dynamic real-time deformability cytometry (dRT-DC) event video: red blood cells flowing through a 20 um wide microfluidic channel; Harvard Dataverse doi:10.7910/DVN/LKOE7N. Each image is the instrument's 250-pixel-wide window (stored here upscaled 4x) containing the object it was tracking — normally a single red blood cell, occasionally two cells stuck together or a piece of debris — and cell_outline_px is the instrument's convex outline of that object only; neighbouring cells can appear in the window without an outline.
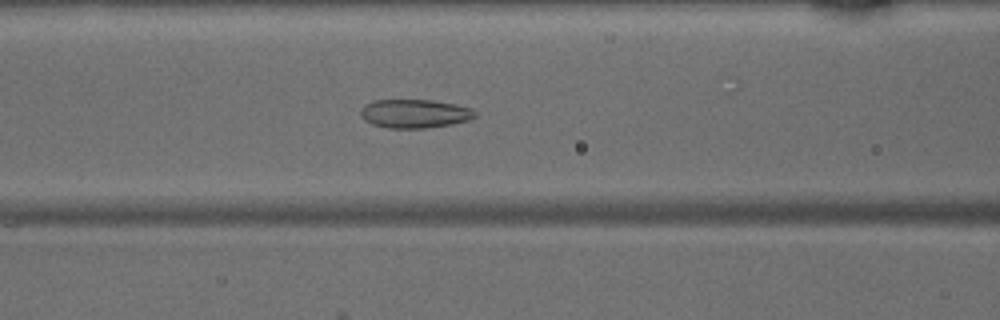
{"species": "common noctule bat (a hibernating species)", "species_latin": "Nyctalus noctula", "temperature_condition": "warm", "stored_images_in_passage": 48, "camera_frame_rate_fps": 3000, "um_per_image_px": 0.085, "animal": {"sex": "male", "body_mass_g": 15.6}, "frame": {"image": 1, "passage_image": 20, "time_ms": 6.333, "image_size_px": [1000, 320], "cell_outline_px": [[476, 116], [472, 120], [452, 124], [424, 128], [388, 128], [372, 124], [364, 120], [360, 116], [360, 108], [364, 104], [372, 100], [432, 100], [456, 104], [472, 108], [476, 112]], "centroid_in_image_um": [35.24, 9.65], "position_along_channel_um": 131.4, "area_um2": 19.42}}
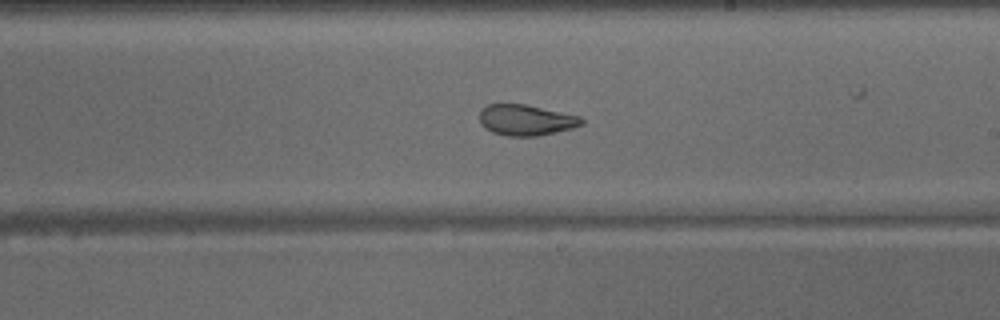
{"frame": {"image": 2, "passage_image": 28, "time_ms": 9.0, "image_size_px": [1000, 320], "cell_outline_px": [[584, 124], [572, 128], [556, 132], [536, 136], [508, 136], [492, 132], [484, 128], [480, 124], [480, 112], [488, 104], [524, 104], [580, 116], [584, 120]], "centroid_in_image_um": [44.71, 10.21], "position_along_channel_um": 244.3, "area_um2": 18.26}}
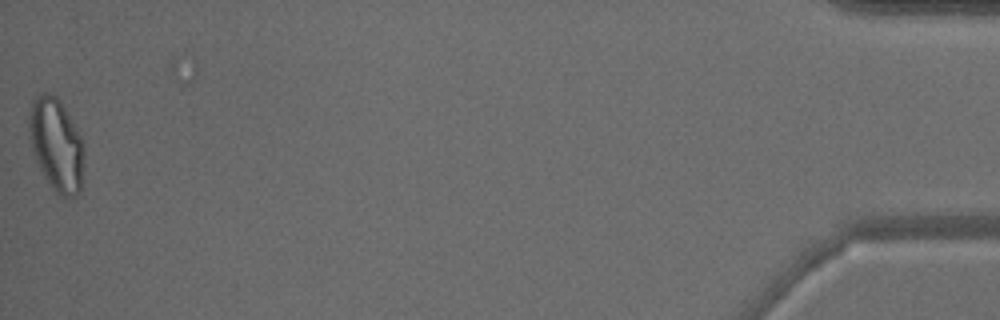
{"frame": {"image": 3, "passage_image": 48, "time_ms": 15.667, "image_size_px": [1000, 320], "cell_outline_px": [[84, 164], [80, 192], [76, 196], [68, 200], [60, 196], [52, 188], [44, 176], [36, 160], [32, 148], [28, 128], [28, 112], [32, 100], [36, 96], [44, 92], [48, 92], [56, 96], [60, 100], [80, 136], [84, 144]], "centroid_in_image_um": [4.79, 12.32], "position_along_channel_um": 430.4, "area_um2": 30.06}}